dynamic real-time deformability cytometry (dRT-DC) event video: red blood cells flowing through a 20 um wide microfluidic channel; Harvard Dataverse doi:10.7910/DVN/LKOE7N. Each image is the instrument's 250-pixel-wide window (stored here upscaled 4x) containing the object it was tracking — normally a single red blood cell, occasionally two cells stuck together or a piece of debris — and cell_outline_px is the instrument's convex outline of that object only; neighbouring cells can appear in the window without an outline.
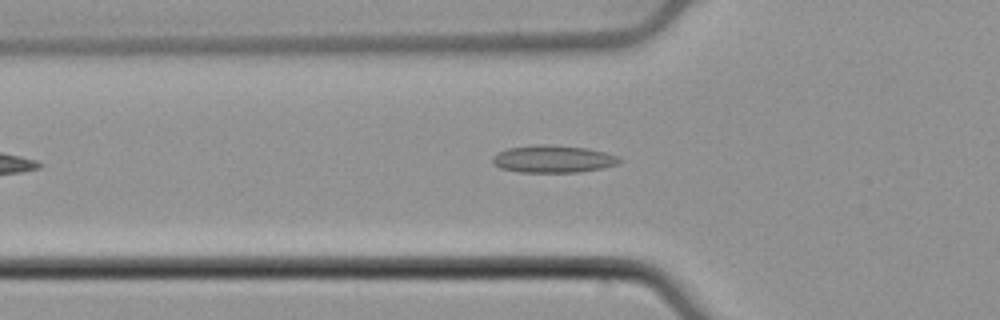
{"species": "common noctule bat (a hibernating species)", "species_latin": "Nyctalus noctula", "temperature_condition": "cold", "stored_images_in_passage": 35, "camera_frame_rate_fps": 3000, "um_per_image_px": 0.085, "animal": {"sex": "male", "body_mass_g": 21.5, "forearm_length_mm": 52.0}, "frame": {"image": 1, "passage_image": 3, "time_ms": 0.667, "image_size_px": [1000, 320], "cell_outline_px": [[624, 160], [620, 164], [580, 172], [520, 172], [500, 168], [492, 160], [492, 156], [508, 148], [536, 144], [544, 144], [588, 148], [604, 152], [616, 156]], "centroid_in_image_um": [47.04, 13.51], "position_along_channel_um": 78.8, "area_um2": 20.17}}
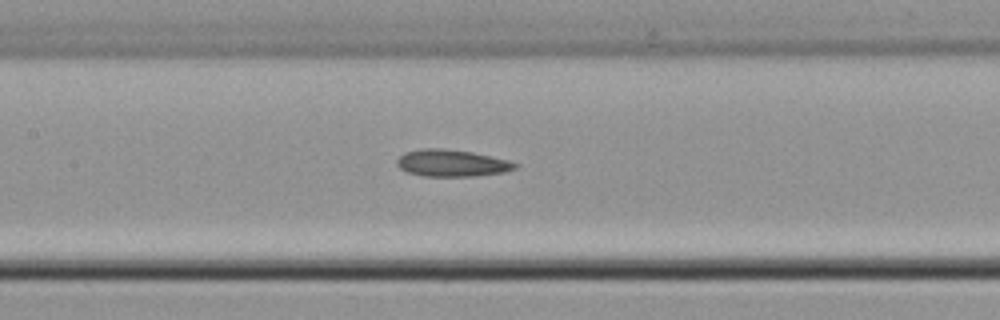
{"frame": {"image": 2, "passage_image": 10, "time_ms": 3.0, "image_size_px": [1000, 320], "cell_outline_px": [[520, 164], [516, 168], [504, 172], [476, 176], [424, 176], [408, 172], [400, 168], [396, 164], [396, 160], [404, 152], [424, 148], [444, 148], [472, 152], [508, 160]], "centroid_in_image_um": [38.4, 13.86], "position_along_channel_um": 169.0, "area_um2": 18.55}}
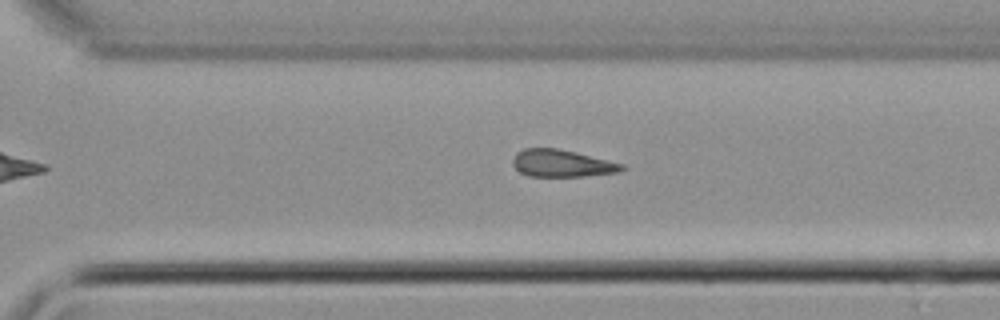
{"frame": {"image": 3, "passage_image": 22, "time_ms": 7.0, "image_size_px": [1000, 320], "cell_outline_px": [[628, 168], [620, 172], [584, 176], [528, 176], [520, 172], [512, 164], [512, 160], [516, 152], [524, 148], [556, 148], [576, 152], [624, 164]], "centroid_in_image_um": [47.77, 13.88], "position_along_channel_um": 322.8, "area_um2": 17.4}, "authors_computed_cell_mechanics": {"area_um2": 17.9758, "velocity_mm_per_s": 3.8499, "shape_relaxation_time_tau1_ms": 5.9993, "shape_relaxation_time_tau2_ms": 9.4026, "deformation_change_tau1": 0.0976, "deformation_change_tau2": 0.2054}}